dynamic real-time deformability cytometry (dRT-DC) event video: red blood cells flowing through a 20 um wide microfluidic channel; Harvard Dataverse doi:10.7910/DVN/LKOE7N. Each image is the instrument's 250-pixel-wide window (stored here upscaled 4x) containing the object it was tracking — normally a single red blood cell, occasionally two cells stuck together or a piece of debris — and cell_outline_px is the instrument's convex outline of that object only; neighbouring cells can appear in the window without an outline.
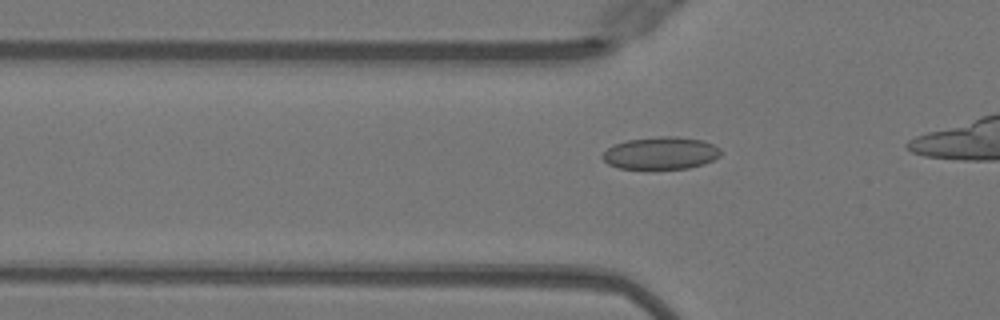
{"species": "Egyptian fruit bat (a non-hibernating species)", "species_latin": "Rousettus aegyptiacus", "temperature_condition": "warm", "stored_images_in_passage": 25, "camera_frame_rate_fps": 3000, "um_per_image_px": 0.085, "animal": {"sex": "female"}, "frame": {"image": 1, "passage_image": 10, "time_ms": 3.0, "image_size_px": [1000, 320], "cell_outline_px": [[720, 156], [704, 164], [688, 168], [620, 168], [608, 164], [600, 156], [612, 144], [628, 140], [660, 136], [676, 136], [700, 140], [712, 144], [720, 148]], "centroid_in_image_um": [56.15, 13.0], "position_along_channel_um": 69.6, "area_um2": 22.14}}
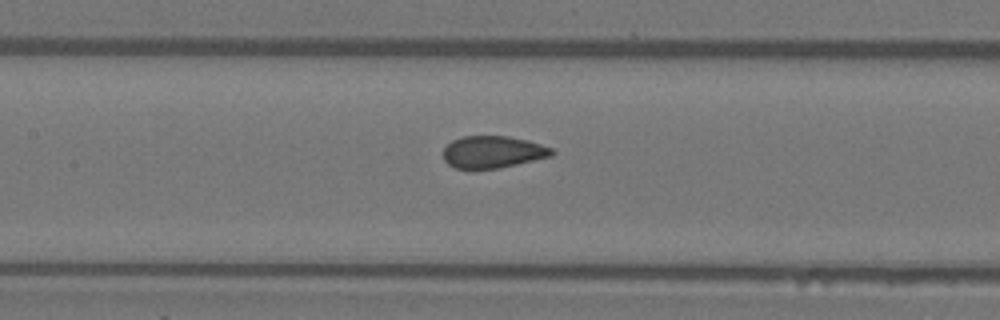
{"frame": {"image": 2, "passage_image": 17, "time_ms": 5.333, "image_size_px": [1000, 320], "cell_outline_px": [[556, 152], [552, 156], [516, 164], [496, 168], [456, 168], [448, 164], [444, 160], [444, 148], [452, 140], [464, 136], [508, 136], [528, 140], [552, 148]], "centroid_in_image_um": [41.9, 12.9], "position_along_channel_um": 165.5, "area_um2": 20.11}}
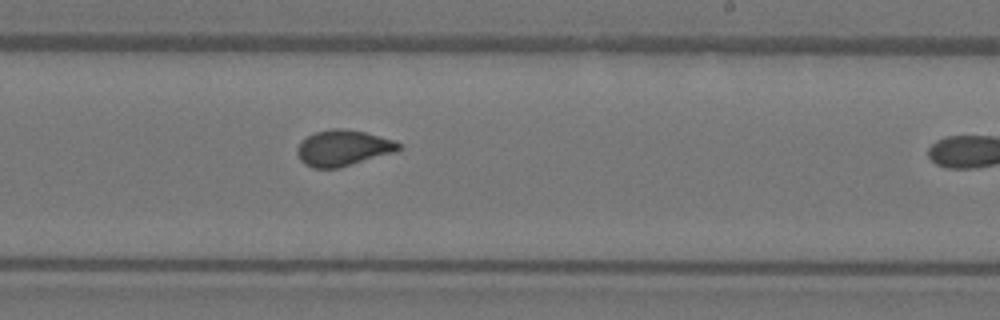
{"frame": {"image": 3, "passage_image": 24, "time_ms": 7.667, "image_size_px": [1000, 320], "cell_outline_px": [[404, 148], [396, 152], [340, 168], [312, 168], [304, 164], [300, 160], [296, 152], [296, 148], [300, 140], [316, 132], [332, 128], [340, 128], [364, 132], [392, 140], [400, 144]], "centroid_in_image_um": [29.14, 12.59], "position_along_channel_um": 259.9, "area_um2": 21.39}}